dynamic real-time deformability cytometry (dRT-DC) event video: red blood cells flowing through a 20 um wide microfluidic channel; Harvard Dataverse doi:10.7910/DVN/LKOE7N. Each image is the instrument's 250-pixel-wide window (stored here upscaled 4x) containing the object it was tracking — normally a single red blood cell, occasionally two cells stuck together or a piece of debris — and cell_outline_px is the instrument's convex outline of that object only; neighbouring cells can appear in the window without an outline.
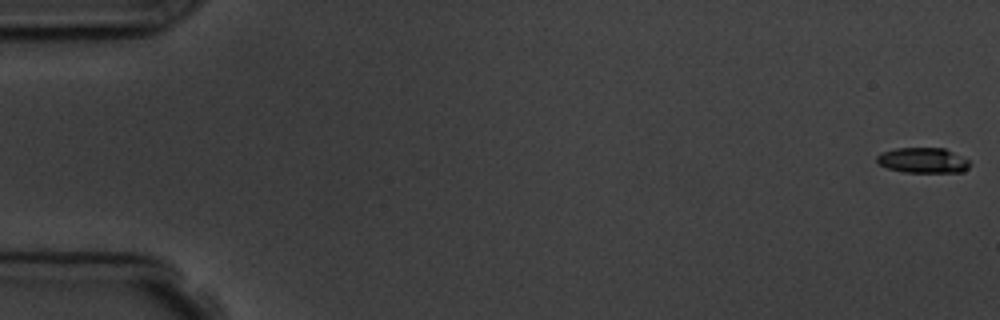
{"species": "common noctule bat (a hibernating species)", "species_latin": "Nyctalus noctula", "temperature_condition": "room temperature", "stored_images_in_passage": 9, "camera_frame_rate_fps": 3000, "um_per_image_px": 0.085, "animal": {"sex": "male", "body_mass_g": 19.5, "forearm_length_mm": 54.6}, "frame": {"image": 1, "passage_image": 1, "time_ms": 0.0, "image_size_px": [1000, 320], "cell_outline_px": [[968, 168], [964, 172], [904, 172], [888, 168], [876, 164], [876, 156], [880, 152], [896, 148], [944, 148], [968, 160]], "centroid_in_image_um": [78.38, 13.63], "position_along_channel_um": 6.6, "area_um2": 13.7}}
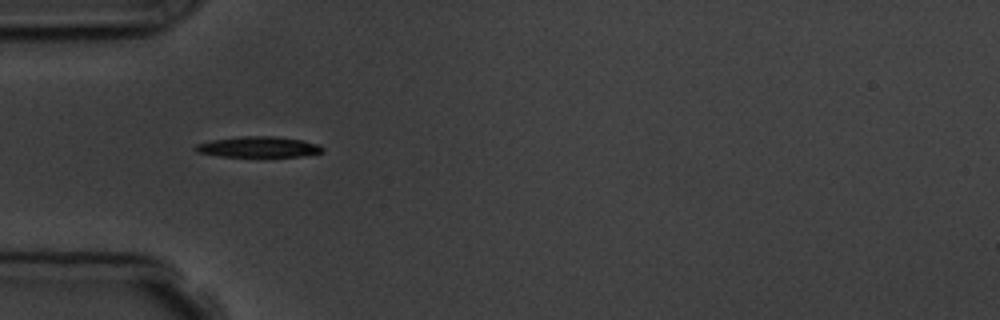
{"frame": {"image": 2, "passage_image": 6, "time_ms": 5.667, "image_size_px": [1000, 320], "cell_outline_px": [[324, 152], [304, 156], [220, 156], [196, 152], [192, 148], [196, 144], [212, 140], [244, 136], [276, 136], [304, 140], [320, 144], [324, 148]], "centroid_in_image_um": [22.01, 12.48], "position_along_channel_um": 63.0, "area_um2": 15.43}}